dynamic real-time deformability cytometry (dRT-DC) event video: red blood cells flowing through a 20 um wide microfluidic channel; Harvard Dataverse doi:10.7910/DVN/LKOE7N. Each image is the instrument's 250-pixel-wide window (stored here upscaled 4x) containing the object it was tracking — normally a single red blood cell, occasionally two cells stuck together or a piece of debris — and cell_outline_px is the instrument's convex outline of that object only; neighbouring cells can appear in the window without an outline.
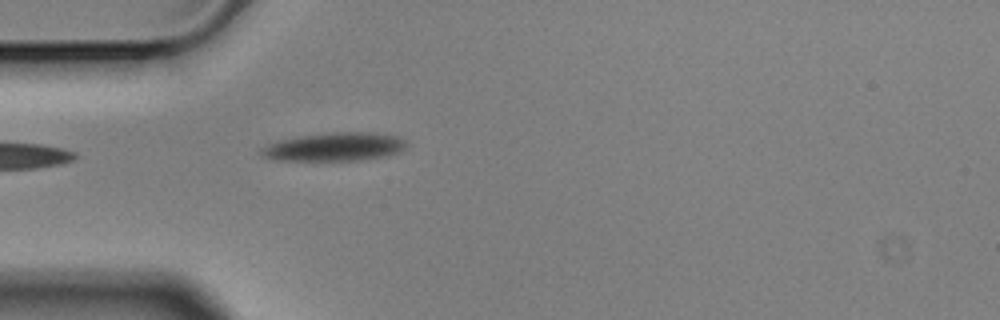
{"species": "Egyptian fruit bat (a non-hibernating species)", "species_latin": "Rousettus aegyptiacus", "temperature_condition": "cold", "stored_images_in_passage": 5, "camera_frame_rate_fps": 3000, "um_per_image_px": 0.085, "animal": {"sex": "male"}, "frame": {"image": 1, "passage_image": 5, "time_ms": 1.333, "image_size_px": [1000, 320], "cell_outline_px": [[408, 144], [400, 152], [360, 160], [280, 160], [260, 156], [260, 148], [268, 144], [280, 140], [296, 136], [332, 132], [376, 132], [400, 136]], "centroid_in_image_um": [28.43, 12.46], "position_along_channel_um": 56.6, "area_um2": 24.1}}